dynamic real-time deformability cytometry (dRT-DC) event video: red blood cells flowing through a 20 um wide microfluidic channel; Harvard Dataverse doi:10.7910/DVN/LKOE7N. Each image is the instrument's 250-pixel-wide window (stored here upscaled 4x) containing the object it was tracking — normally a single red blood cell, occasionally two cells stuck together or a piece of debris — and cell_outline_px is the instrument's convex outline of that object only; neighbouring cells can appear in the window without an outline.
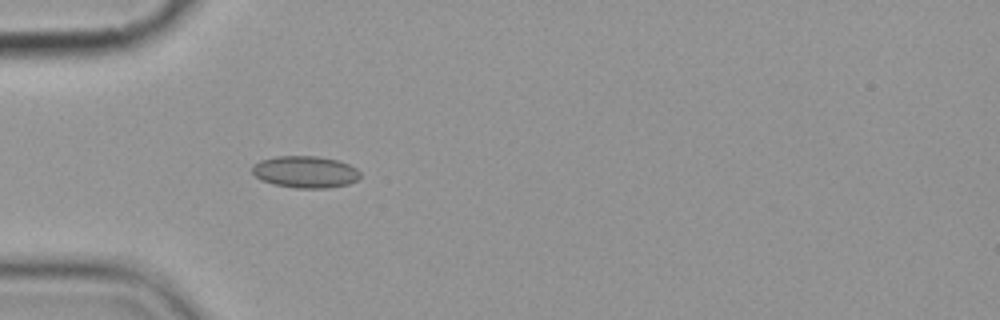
{"species": "common noctule bat (a hibernating species)", "species_latin": "Nyctalus noctula", "temperature_condition": "cold", "stored_images_in_passage": 4, "camera_frame_rate_fps": 3000, "um_per_image_px": 0.085, "animal": {"sex": "female", "body_mass_g": 19.9}, "frame": {"image": 1, "passage_image": 4, "time_ms": 4.333, "image_size_px": [1000, 320], "cell_outline_px": [[360, 176], [356, 180], [348, 184], [328, 188], [296, 188], [276, 184], [260, 180], [252, 172], [252, 164], [260, 160], [276, 156], [316, 156], [336, 160], [348, 164], [356, 168], [360, 172]], "centroid_in_image_um": [25.93, 14.61], "position_along_channel_um": 59.1, "area_um2": 20.0}}